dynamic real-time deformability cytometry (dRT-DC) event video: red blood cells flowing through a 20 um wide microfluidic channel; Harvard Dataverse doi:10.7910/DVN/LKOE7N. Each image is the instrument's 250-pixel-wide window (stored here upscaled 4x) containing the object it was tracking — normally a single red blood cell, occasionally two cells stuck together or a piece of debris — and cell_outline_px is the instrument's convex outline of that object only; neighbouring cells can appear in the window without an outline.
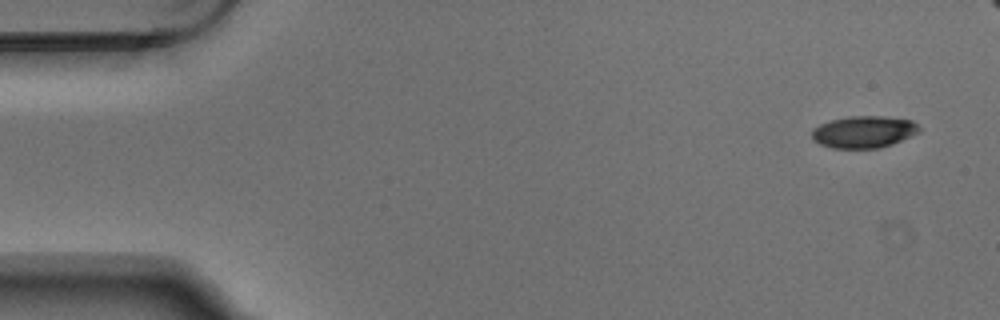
{"species": "Egyptian fruit bat (a non-hibernating species)", "species_latin": "Rousettus aegyptiacus", "temperature_condition": "warm", "stored_images_in_passage": 5, "camera_frame_rate_fps": 3000, "um_per_image_px": 0.085, "animal": {"sex": "male"}, "frame": {"image": 1, "passage_image": 1, "time_ms": 0.0, "image_size_px": [1000, 320], "cell_outline_px": [[920, 132], [892, 144], [880, 148], [832, 148], [820, 144], [812, 140], [812, 128], [820, 124], [832, 120], [848, 116], [884, 116], [912, 120], [920, 128]], "centroid_in_image_um": [73.41, 11.21], "position_along_channel_um": 11.6, "area_um2": 20.06}}